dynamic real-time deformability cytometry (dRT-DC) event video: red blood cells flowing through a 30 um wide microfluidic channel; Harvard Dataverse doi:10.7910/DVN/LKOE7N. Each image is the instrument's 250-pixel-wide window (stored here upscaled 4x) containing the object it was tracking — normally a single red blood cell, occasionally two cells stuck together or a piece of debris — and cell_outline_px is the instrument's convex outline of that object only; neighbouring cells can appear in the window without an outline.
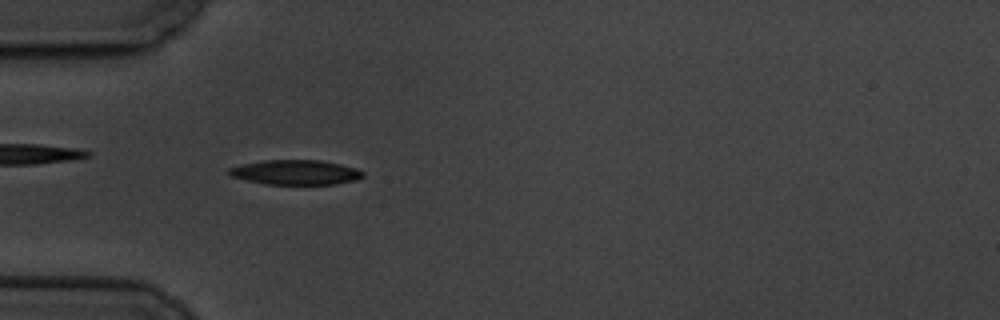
{"species": "common noctule bat (a hibernating species)", "species_latin": "Nyctalus noctula", "temperature_condition": "cold", "stored_images_in_passage": 6, "camera_frame_rate_fps": 3000, "um_per_image_px": 0.085, "animal": {"sex": "male", "body_mass_g": 19.5, "forearm_length_mm": 54.6}, "frame": {"image": 1, "passage_image": 4, "time_ms": 3.333, "image_size_px": [1000, 320], "cell_outline_px": [[364, 176], [356, 180], [336, 184], [264, 184], [232, 176], [228, 172], [228, 168], [240, 164], [264, 160], [320, 160], [340, 164], [356, 168], [364, 172]], "centroid_in_image_um": [25.14, 14.64], "position_along_channel_um": 59.9, "area_um2": 19.31}}
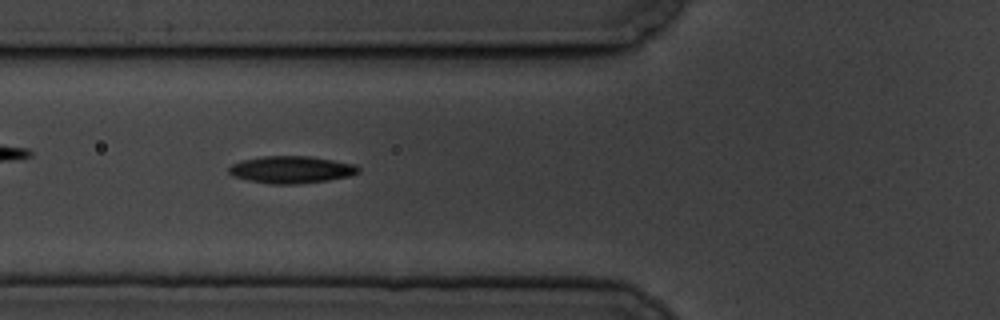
{"frame": {"image": 2, "passage_image": 5, "time_ms": 4.667, "image_size_px": [1000, 320], "cell_outline_px": [[360, 172], [352, 176], [328, 180], [296, 184], [272, 184], [248, 180], [232, 176], [228, 172], [228, 168], [232, 164], [244, 160], [264, 156], [308, 156], [356, 164], [360, 168]], "centroid_in_image_um": [24.79, 14.42], "position_along_channel_um": 101.0, "area_um2": 20.52}}
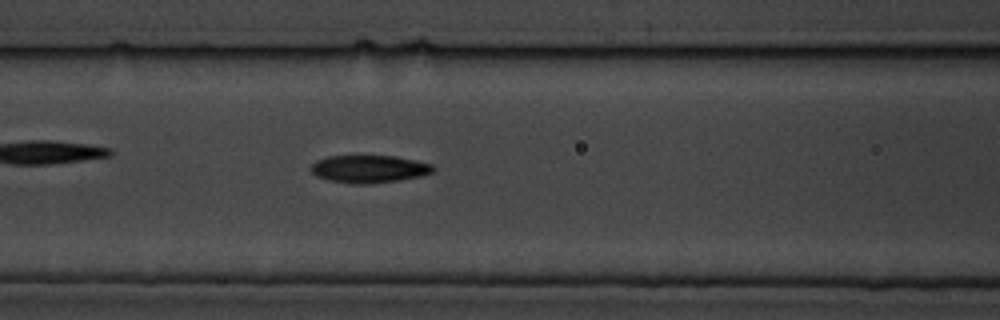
{"frame": {"image": 3, "passage_image": 6, "time_ms": 5.667, "image_size_px": [1000, 320], "cell_outline_px": [[436, 168], [432, 172], [420, 176], [400, 180], [372, 184], [352, 184], [328, 180], [316, 176], [312, 172], [312, 164], [316, 160], [328, 156], [396, 156], [432, 164]], "centroid_in_image_um": [31.38, 14.37], "position_along_channel_um": 135.2, "area_um2": 19.71}}